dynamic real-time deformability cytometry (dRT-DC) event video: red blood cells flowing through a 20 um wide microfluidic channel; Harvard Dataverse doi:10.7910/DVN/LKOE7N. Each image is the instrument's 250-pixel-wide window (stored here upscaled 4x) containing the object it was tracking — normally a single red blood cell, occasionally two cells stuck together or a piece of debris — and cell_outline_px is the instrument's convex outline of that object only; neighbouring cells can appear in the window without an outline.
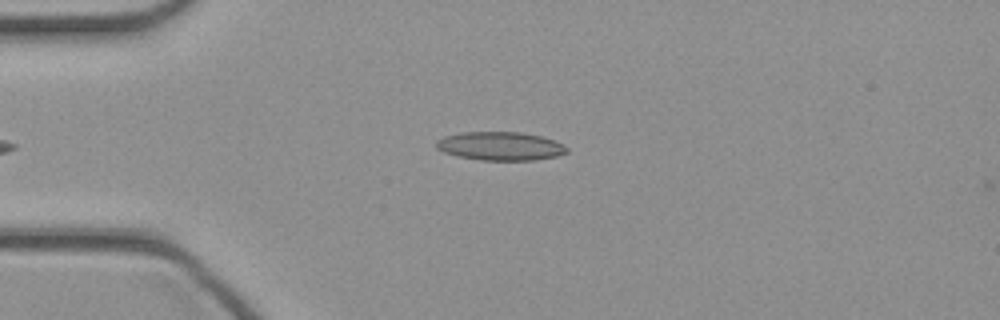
{"species": "common noctule bat (a hibernating species)", "species_latin": "Nyctalus noctula", "temperature_condition": "cold", "stored_images_in_passage": 6, "camera_frame_rate_fps": 3000, "um_per_image_px": 0.085, "animal": {"sex": "female", "body_mass_g": 21.9}, "frame": {"image": 1, "passage_image": 3, "time_ms": 0.667, "image_size_px": [1000, 320], "cell_outline_px": [[568, 152], [556, 156], [532, 160], [480, 160], [456, 156], [444, 152], [436, 148], [436, 140], [444, 136], [460, 132], [520, 132], [540, 136], [552, 140], [568, 148]], "centroid_in_image_um": [42.47, 12.42], "position_along_channel_um": 42.5, "area_um2": 21.62}}